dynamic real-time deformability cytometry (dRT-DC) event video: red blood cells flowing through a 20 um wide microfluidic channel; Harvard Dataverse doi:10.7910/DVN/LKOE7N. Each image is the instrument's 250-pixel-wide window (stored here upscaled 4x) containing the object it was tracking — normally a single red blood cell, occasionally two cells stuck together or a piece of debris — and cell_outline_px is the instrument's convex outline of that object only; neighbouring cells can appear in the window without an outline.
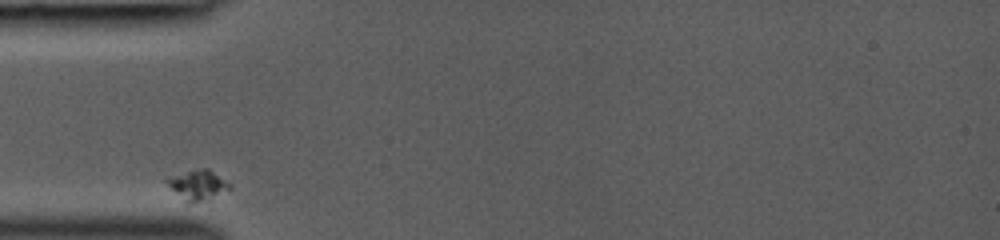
{"species": "common noctule bat (a hibernating species)", "species_latin": "Nyctalus noctula", "temperature_condition": "room temperature", "stored_images_in_passage": 8, "camera_frame_rate_fps": 3000, "um_per_image_px": 0.085, "animal": {"sex": "female", "body_mass_g": 19.0, "forearm_length_mm": 53.3}, "frame": {"image": 1, "passage_image": 1, "time_ms": 0.0, "image_size_px": [1000, 240], "cell_outline_px": [[232, 188], [200, 200], [188, 204], [164, 180], [200, 168], [208, 168], [232, 184]], "centroid_in_image_um": [16.86, 15.7], "position_along_channel_um": 68.1, "area_um2": 10.17}}
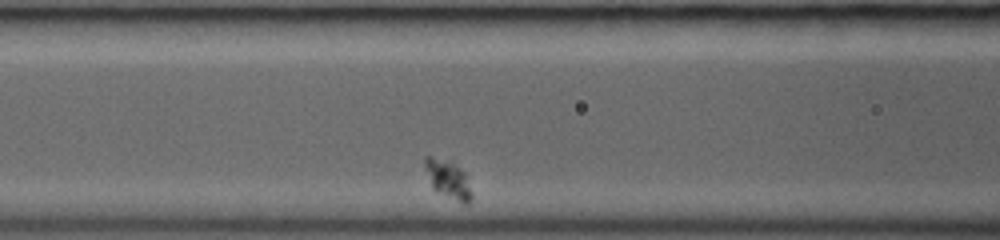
{"frame": {"image": 2, "passage_image": 6, "time_ms": 1.667, "image_size_px": [1000, 240], "cell_outline_px": [[472, 200], [468, 204], [464, 204], [432, 188], [424, 164], [424, 156], [432, 156], [452, 164], [460, 168], [464, 172], [472, 192]], "centroid_in_image_um": [38.1, 15.26], "position_along_channel_um": 128.5, "area_um2": 10.06}}